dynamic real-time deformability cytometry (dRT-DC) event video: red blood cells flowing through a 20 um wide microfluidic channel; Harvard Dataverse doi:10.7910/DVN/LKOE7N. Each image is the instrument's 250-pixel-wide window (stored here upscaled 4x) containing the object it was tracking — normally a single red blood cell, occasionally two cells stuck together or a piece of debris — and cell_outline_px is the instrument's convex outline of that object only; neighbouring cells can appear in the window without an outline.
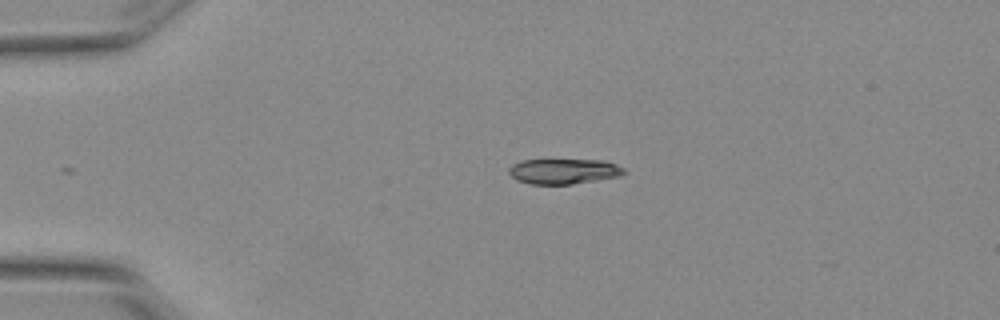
{"species": "Egyptian fruit bat (a non-hibernating species)", "species_latin": "Rousettus aegyptiacus", "temperature_condition": "warm", "stored_images_in_passage": 2, "camera_frame_rate_fps": 3000, "um_per_image_px": 0.085, "animal": {"sex": "female"}, "frame": {"image": 1, "passage_image": 1, "time_ms": 0.0, "image_size_px": [1000, 320], "cell_outline_px": [[628, 172], [620, 176], [572, 184], [532, 184], [516, 180], [508, 172], [508, 168], [512, 164], [520, 160], [604, 160], [616, 164], [624, 168]], "centroid_in_image_um": [47.92, 14.55], "position_along_channel_um": 37.1, "area_um2": 17.05}}